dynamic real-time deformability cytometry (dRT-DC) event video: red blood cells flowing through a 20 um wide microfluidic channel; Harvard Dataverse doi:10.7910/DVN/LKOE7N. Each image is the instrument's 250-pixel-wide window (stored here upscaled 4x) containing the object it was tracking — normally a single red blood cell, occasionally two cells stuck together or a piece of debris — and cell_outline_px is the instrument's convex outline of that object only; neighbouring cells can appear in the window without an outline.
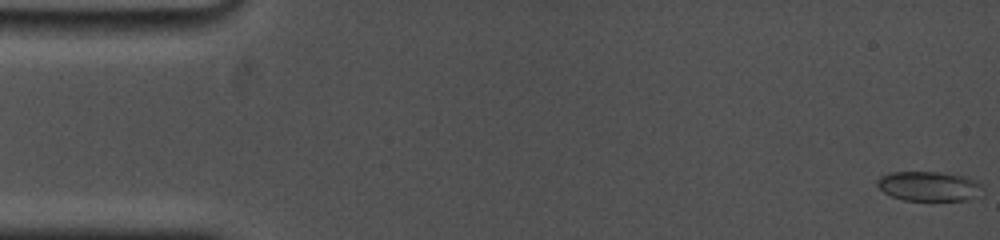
{"species": "common noctule bat (a hibernating species)", "species_latin": "Nyctalus noctula", "temperature_condition": "cold", "stored_images_in_passage": 9, "camera_frame_rate_fps": 5000, "um_per_image_px": 0.085, "animal": {"sex": "female", "body_mass_g": 19.0, "forearm_length_mm": 53.3}, "frame": {"image": 1, "passage_image": 1, "time_ms": 0.0, "image_size_px": [1000, 240], "cell_outline_px": [[984, 196], [968, 200], [904, 200], [892, 196], [884, 192], [876, 184], [876, 180], [880, 176], [892, 172], [940, 172], [968, 176], [984, 184]], "centroid_in_image_um": [79.08, 15.83], "position_along_channel_um": 5.9, "area_um2": 18.73}}
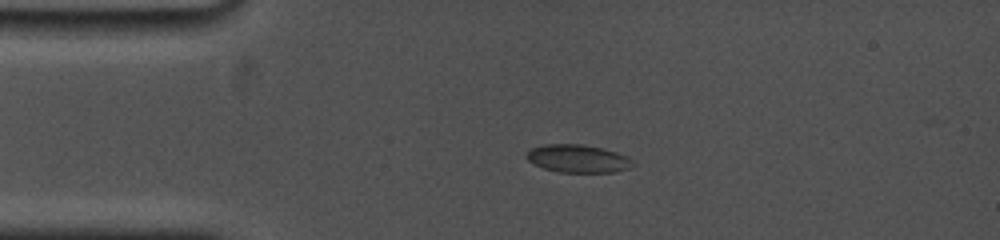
{"frame": {"image": 2, "passage_image": 7, "time_ms": 3.6, "image_size_px": [1000, 240], "cell_outline_px": [[632, 168], [612, 172], [560, 172], [544, 168], [528, 160], [524, 156], [532, 148], [544, 144], [584, 144], [604, 148], [628, 156], [632, 160]], "centroid_in_image_um": [49.14, 13.47], "position_along_channel_um": 35.9, "area_um2": 17.28}}